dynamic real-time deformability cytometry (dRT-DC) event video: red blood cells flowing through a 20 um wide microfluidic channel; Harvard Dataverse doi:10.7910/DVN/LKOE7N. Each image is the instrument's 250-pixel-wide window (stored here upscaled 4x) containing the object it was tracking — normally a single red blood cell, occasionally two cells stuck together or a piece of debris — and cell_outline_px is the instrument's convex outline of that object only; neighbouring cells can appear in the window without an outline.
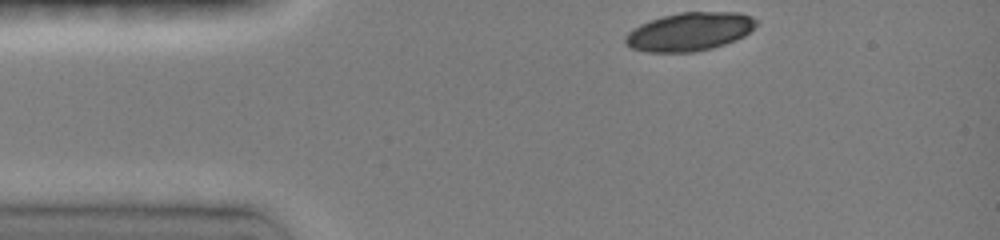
{"species": "common noctule bat (a hibernating species)", "species_latin": "Nyctalus noctula", "temperature_condition": "room temperature", "stored_images_in_passage": 13, "camera_frame_rate_fps": 3000, "um_per_image_px": 0.085, "animal": {"sex": "female", "body_mass_g": 19.0, "forearm_length_mm": 51.5}, "frame": {"image": 1, "passage_image": 1, "time_ms": 0.0, "image_size_px": [1000, 240], "cell_outline_px": [[756, 24], [744, 36], [736, 40], [712, 48], [696, 52], [648, 52], [632, 48], [624, 44], [624, 36], [632, 28], [648, 20], [680, 12], [740, 12], [752, 16], [756, 20]], "centroid_in_image_um": [58.58, 2.69], "position_along_channel_um": 26.4, "area_um2": 29.42}}